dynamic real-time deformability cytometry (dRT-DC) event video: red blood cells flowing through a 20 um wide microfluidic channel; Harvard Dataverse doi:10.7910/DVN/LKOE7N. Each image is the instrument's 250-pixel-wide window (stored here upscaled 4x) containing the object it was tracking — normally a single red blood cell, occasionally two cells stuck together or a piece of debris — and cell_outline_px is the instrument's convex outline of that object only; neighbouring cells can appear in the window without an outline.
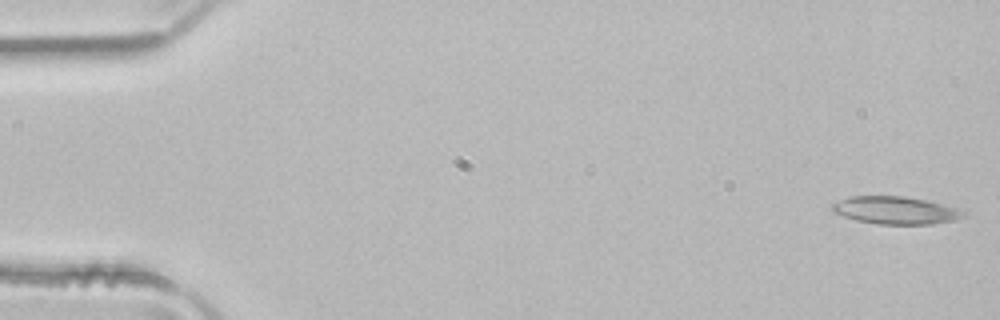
{"species": "common noctule bat (a hibernating species)", "species_latin": "Nyctalus noctula", "temperature_condition": "room temperature", "stored_images_in_passage": 10, "camera_frame_rate_fps": 3000, "um_per_image_px": 0.085, "animal": {"sex": "male", "body_mass_g": 21.5, "forearm_length_mm": 52.0}, "frame": {"image": 1, "passage_image": 1, "time_ms": 0.0, "image_size_px": [1000, 320], "cell_outline_px": [[968, 212], [964, 216], [952, 220], [932, 224], [876, 224], [856, 220], [832, 212], [832, 204], [848, 196], [904, 196], [924, 200], [956, 208]], "centroid_in_image_um": [76.09, 17.88], "position_along_channel_um": 8.9, "area_um2": 20.92}}